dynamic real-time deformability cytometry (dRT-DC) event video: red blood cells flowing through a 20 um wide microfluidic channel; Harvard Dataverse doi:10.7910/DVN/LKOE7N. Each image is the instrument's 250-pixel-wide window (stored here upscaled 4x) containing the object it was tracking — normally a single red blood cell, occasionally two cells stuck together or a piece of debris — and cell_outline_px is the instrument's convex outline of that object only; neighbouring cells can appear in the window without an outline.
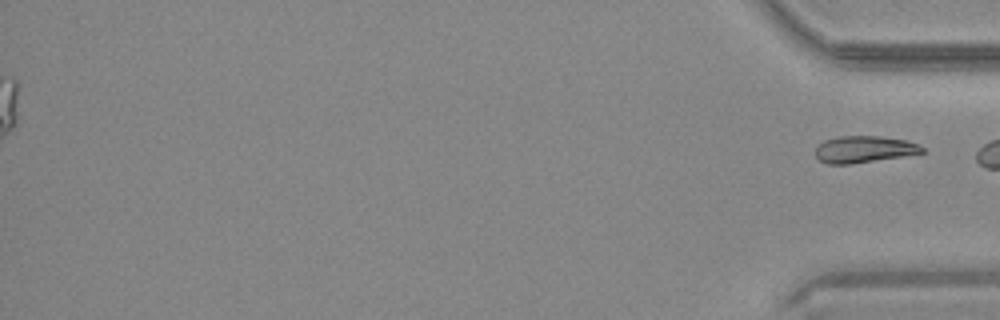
{"species": "common noctule bat (a hibernating species)", "species_latin": "Nyctalus noctula", "temperature_condition": "warm", "stored_images_in_passage": 43, "segment_of_instrument_passage": [2, 2], "camera_frame_rate_fps": 3000, "um_per_image_px": 0.085, "animal": {"sex": "male", "body_mass_g": 20.4}, "frame": {"image": 1, "passage_image": 43, "time_ms": 14.0, "image_size_px": [1000, 320], "cell_outline_px": [[924, 152], [852, 164], [828, 164], [820, 160], [816, 156], [816, 148], [824, 140], [840, 136], [880, 136], [904, 140], [916, 144], [924, 148]], "centroid_in_image_um": [73.4, 12.69], "position_along_channel_um": 361.8, "area_um2": 16.3}}